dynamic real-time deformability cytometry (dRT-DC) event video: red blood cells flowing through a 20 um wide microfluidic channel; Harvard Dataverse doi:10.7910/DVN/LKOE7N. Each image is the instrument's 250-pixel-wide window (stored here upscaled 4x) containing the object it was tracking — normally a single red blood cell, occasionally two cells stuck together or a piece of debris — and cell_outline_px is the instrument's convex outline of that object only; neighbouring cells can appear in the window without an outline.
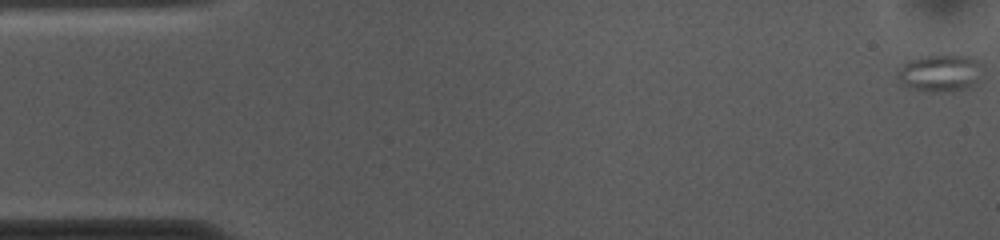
{"species": "common noctule bat (a hibernating species)", "species_latin": "Nyctalus noctula", "temperature_condition": "cold", "stored_images_in_passage": 56, "camera_frame_rate_fps": 3000, "um_per_image_px": 0.085, "animal": {"sex": "female", "body_mass_g": 10.0, "forearm_length_mm": 53.1}, "frame": {"image": 1, "passage_image": 1, "time_ms": 0.0, "image_size_px": [1000, 240], "cell_outline_px": [[980, 64], [976, 84], [952, 92], [936, 92], [912, 88], [900, 84], [896, 76], [896, 72], [908, 60], [920, 56], [948, 52], [952, 52], [972, 56]], "centroid_in_image_um": [79.87, 6.15], "position_along_channel_um": 5.1, "area_um2": 18.96}}
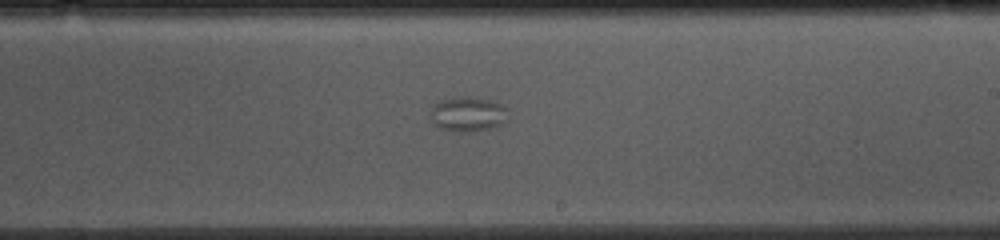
{"frame": {"image": 2, "passage_image": 32, "time_ms": 10.333, "image_size_px": [1000, 240], "cell_outline_px": [[504, 120], [500, 124], [492, 128], [468, 132], [460, 132], [440, 128], [432, 124], [432, 108], [436, 104], [444, 100], [460, 96], [464, 96], [488, 100], [500, 104], [504, 108]], "centroid_in_image_um": [39.71, 9.72], "position_along_channel_um": 249.3, "area_um2": 15.09}}
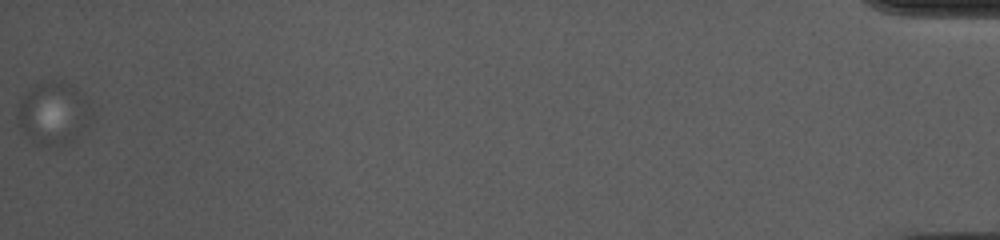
{"frame": {"image": 3, "passage_image": 56, "time_ms": 18.333, "image_size_px": [1000, 240], "cell_outline_px": [[84, 124], [72, 140], [64, 144], [40, 144], [32, 140], [16, 124], [16, 116], [20, 100], [36, 84], [48, 80], [52, 80], [68, 84], [76, 92]], "centroid_in_image_um": [4.27, 9.64], "position_along_channel_um": 430.9, "area_um2": 24.1}}